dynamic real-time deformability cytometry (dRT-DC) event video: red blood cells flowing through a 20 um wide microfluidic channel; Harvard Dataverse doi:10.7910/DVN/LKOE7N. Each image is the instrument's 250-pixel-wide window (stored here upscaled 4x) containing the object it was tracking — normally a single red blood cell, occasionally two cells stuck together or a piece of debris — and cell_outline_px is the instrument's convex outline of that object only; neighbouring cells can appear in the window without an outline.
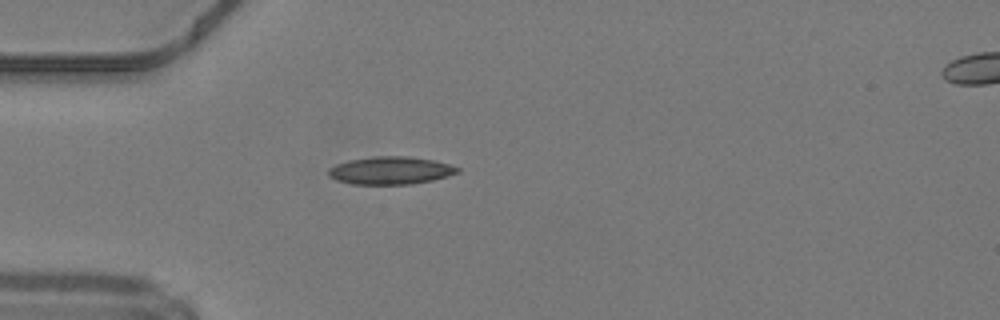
{"species": "common noctule bat (a hibernating species)", "species_latin": "Nyctalus noctula", "temperature_condition": "warm", "stored_images_in_passage": 35, "camera_frame_rate_fps": 3000, "um_per_image_px": 0.085, "animal": {"sex": "male", "body_mass_g": 19.2, "forearm_length_mm": 51.8}, "frame": {"image": 1, "passage_image": 1, "time_ms": 0.0, "image_size_px": [1000, 320], "cell_outline_px": [[460, 172], [432, 180], [412, 184], [352, 184], [336, 180], [328, 176], [328, 168], [336, 164], [348, 160], [372, 156], [408, 156], [432, 160], [448, 164], [460, 168]], "centroid_in_image_um": [33.16, 14.49], "position_along_channel_um": 51.8, "area_um2": 20.87}}
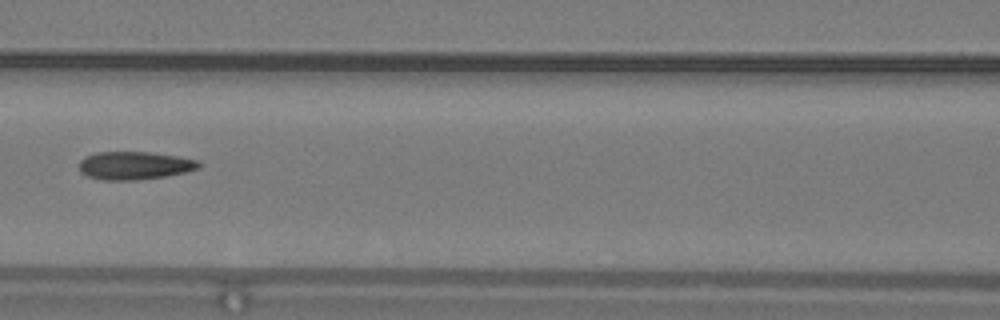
{"frame": {"image": 2, "passage_image": 9, "time_ms": 2.667, "image_size_px": [1000, 320], "cell_outline_px": [[200, 168], [184, 172], [164, 176], [136, 180], [104, 180], [88, 176], [80, 172], [80, 160], [84, 156], [96, 152], [148, 152], [176, 156], [200, 160]], "centroid_in_image_um": [11.42, 14.06], "position_along_channel_um": 155.2, "area_um2": 19.48}}
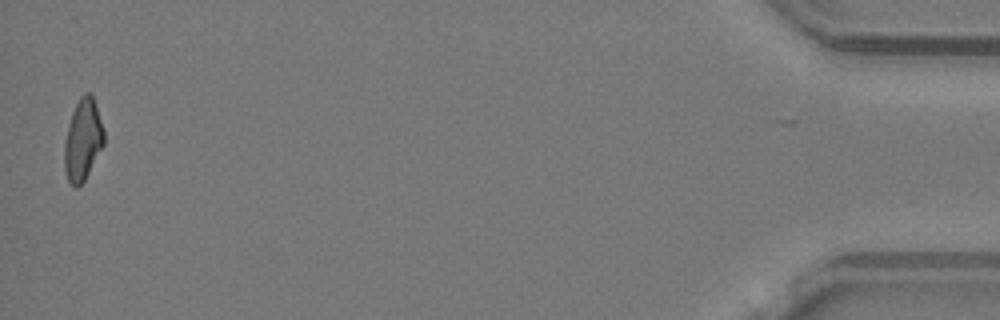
{"frame": {"image": 3, "passage_image": 35, "time_ms": 11.333, "image_size_px": [1000, 320], "cell_outline_px": [[104, 144], [84, 180], [76, 188], [68, 180], [64, 172], [64, 140], [68, 124], [72, 112], [80, 96], [84, 92], [92, 92], [104, 132]], "centroid_in_image_um": [7.02, 11.86], "position_along_channel_um": 428.2, "area_um2": 18.79}, "authors_computed_cell_mechanics": {"area_um2": 19.4208, "velocity_mm_per_s": 4.2467, "shape_relaxation_time_tau1_ms": null, "shape_relaxation_time_tau2_ms": 3.5592, "deformation_change_tau1": null, "deformation_change_tau2": 0.1214}}